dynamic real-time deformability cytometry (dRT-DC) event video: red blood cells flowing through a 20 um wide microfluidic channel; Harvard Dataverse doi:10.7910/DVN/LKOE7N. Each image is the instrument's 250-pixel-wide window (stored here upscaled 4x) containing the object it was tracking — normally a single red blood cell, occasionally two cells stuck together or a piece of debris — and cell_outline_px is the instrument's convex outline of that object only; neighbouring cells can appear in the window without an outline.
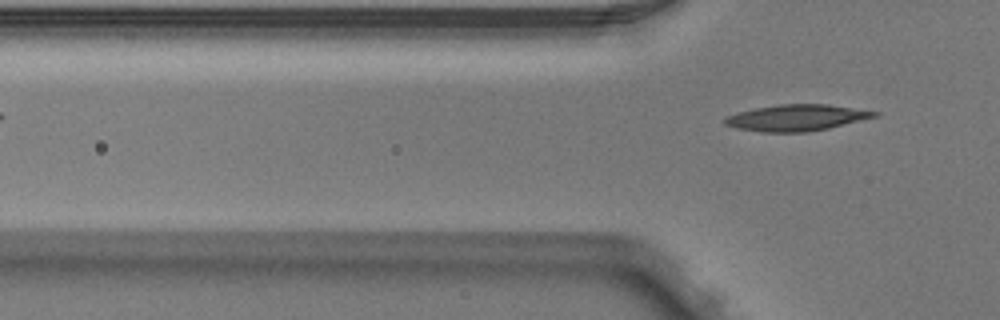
{"species": "Egyptian fruit bat (a non-hibernating species)", "species_latin": "Rousettus aegyptiacus", "temperature_condition": "warm", "stored_images_in_passage": 3, "camera_frame_rate_fps": 3000, "um_per_image_px": 0.085, "animal": {"sex": "male"}, "frame": {"image": 1, "passage_image": 3, "time_ms": 0.667, "image_size_px": [1000, 320], "cell_outline_px": [[880, 116], [828, 128], [808, 132], [760, 132], [736, 128], [724, 124], [724, 116], [756, 108], [780, 104], [828, 104], [880, 112]], "centroid_in_image_um": [67.72, 10.01], "position_along_channel_um": 58.1, "area_um2": 22.95}}